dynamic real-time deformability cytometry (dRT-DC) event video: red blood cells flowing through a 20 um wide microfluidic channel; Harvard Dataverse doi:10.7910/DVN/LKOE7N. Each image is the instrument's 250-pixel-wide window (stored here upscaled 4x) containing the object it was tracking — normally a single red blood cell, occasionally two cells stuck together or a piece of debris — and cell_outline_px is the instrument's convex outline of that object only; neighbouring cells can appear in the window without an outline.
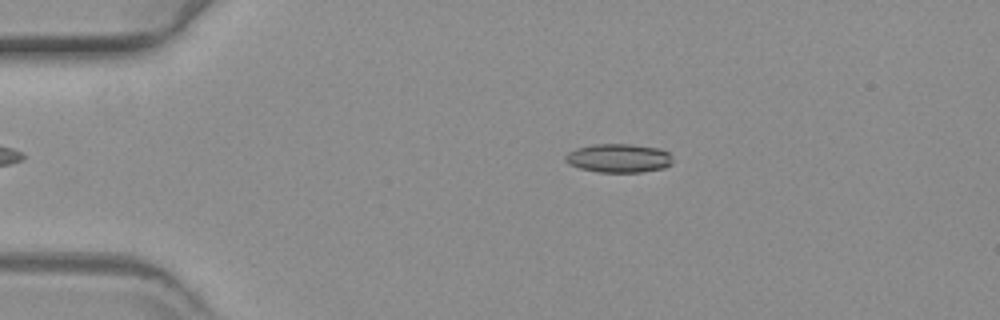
{"species": "common noctule bat (a hibernating species)", "species_latin": "Nyctalus noctula", "temperature_condition": "warm", "stored_images_in_passage": 54, "camera_frame_rate_fps": 3000, "um_per_image_px": 0.085, "animal": {"sex": "female", "body_mass_g": 19.3, "forearm_length_mm": 54.1}, "frame": {"image": 1, "passage_image": 6, "time_ms": 1.667, "image_size_px": [1000, 320], "cell_outline_px": [[672, 164], [664, 168], [640, 172], [600, 172], [580, 168], [568, 164], [564, 160], [564, 156], [568, 152], [576, 148], [592, 144], [632, 144], [660, 148], [668, 152], [672, 156]], "centroid_in_image_um": [52.59, 13.43], "position_along_channel_um": 32.4, "area_um2": 18.15}}
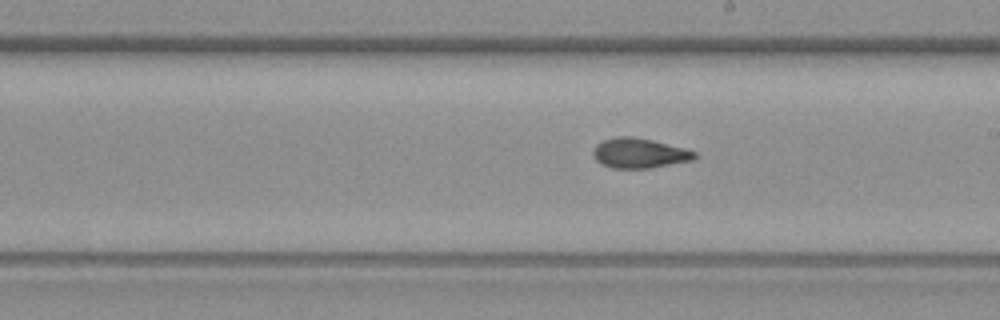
{"frame": {"image": 2, "passage_image": 28, "time_ms": 9.0, "image_size_px": [1000, 320], "cell_outline_px": [[696, 156], [692, 160], [652, 168], [612, 168], [600, 164], [592, 156], [592, 152], [596, 144], [604, 140], [616, 136], [632, 136], [652, 140], [684, 148], [696, 152]], "centroid_in_image_um": [54.3, 13.02], "position_along_channel_um": 234.7, "area_um2": 17.74}}
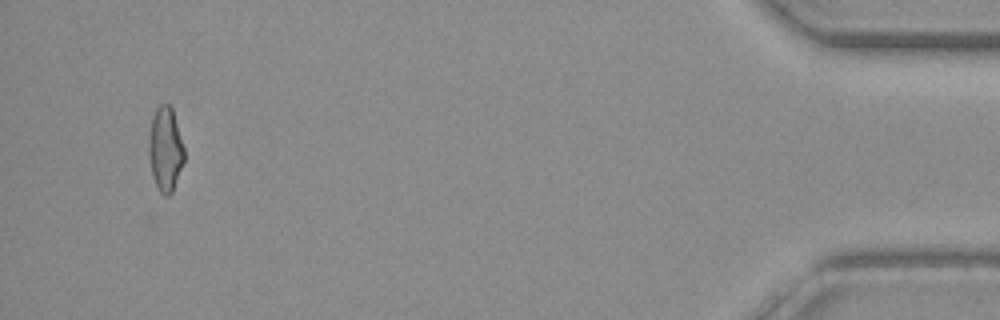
{"frame": {"image": 3, "passage_image": 51, "time_ms": 16.667, "image_size_px": [1000, 320], "cell_outline_px": [[184, 160], [172, 192], [168, 196], [164, 196], [156, 188], [152, 176], [148, 152], [148, 140], [152, 116], [156, 108], [160, 104], [168, 104], [172, 108], [184, 148]], "centroid_in_image_um": [14.03, 12.69], "position_along_channel_um": 421.2, "area_um2": 17.46}}